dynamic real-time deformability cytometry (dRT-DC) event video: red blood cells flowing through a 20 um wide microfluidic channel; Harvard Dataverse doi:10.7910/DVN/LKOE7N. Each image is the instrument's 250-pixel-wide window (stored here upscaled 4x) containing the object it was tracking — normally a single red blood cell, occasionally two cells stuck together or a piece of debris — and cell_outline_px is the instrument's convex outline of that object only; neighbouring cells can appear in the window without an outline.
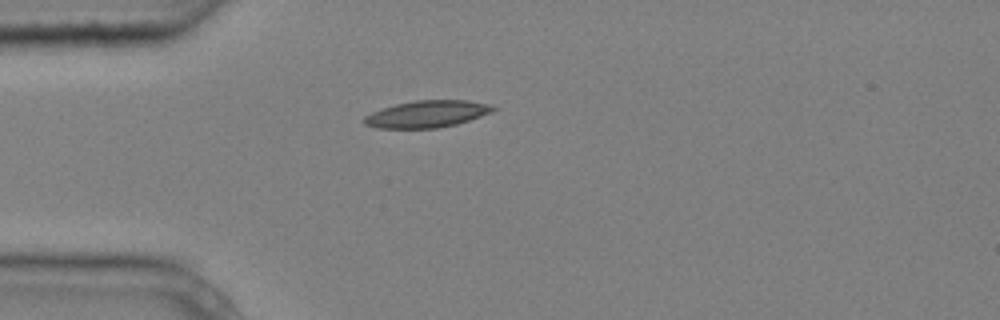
{"species": "common noctule bat (a hibernating species)", "species_latin": "Nyctalus noctula", "temperature_condition": "cold", "stored_images_in_passage": 2, "camera_frame_rate_fps": 3000, "um_per_image_px": 0.085, "animal": {"sex": "male", "body_mass_g": 20.4}, "frame": {"image": 1, "passage_image": 1, "time_ms": 0.0, "image_size_px": [1000, 320], "cell_outline_px": [[496, 108], [492, 112], [456, 124], [436, 128], [376, 128], [364, 124], [364, 116], [372, 112], [396, 104], [416, 100], [468, 100], [492, 104]], "centroid_in_image_um": [36.31, 9.68], "position_along_channel_um": 48.7, "area_um2": 20.11}}